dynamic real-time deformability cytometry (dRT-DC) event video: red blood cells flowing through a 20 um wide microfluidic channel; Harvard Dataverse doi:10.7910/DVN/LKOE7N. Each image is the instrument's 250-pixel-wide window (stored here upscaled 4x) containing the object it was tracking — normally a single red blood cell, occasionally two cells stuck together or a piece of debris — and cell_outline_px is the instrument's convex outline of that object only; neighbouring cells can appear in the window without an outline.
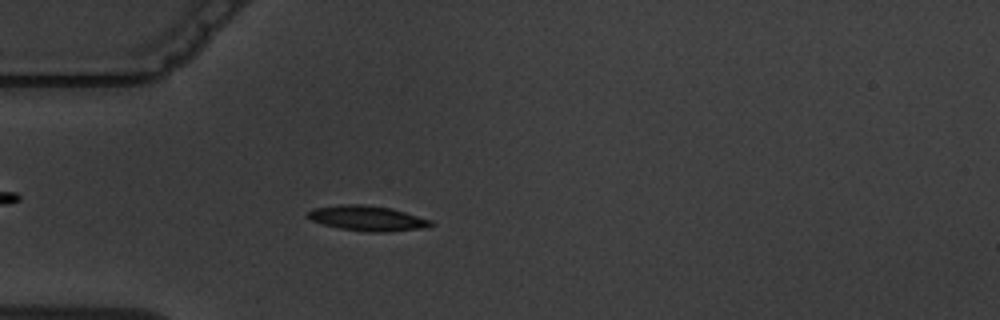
{"species": "common noctule bat (a hibernating species)", "species_latin": "Nyctalus noctula", "temperature_condition": "warm", "stored_images_in_passage": 5, "camera_frame_rate_fps": 3000, "um_per_image_px": 0.085, "animal": {"sex": "male", "body_mass_g": 19.5, "forearm_length_mm": 54.6}, "frame": {"image": 1, "passage_image": 5, "time_ms": 5.333, "image_size_px": [1000, 320], "cell_outline_px": [[436, 224], [424, 228], [388, 232], [368, 232], [340, 228], [324, 224], [312, 220], [304, 216], [312, 208], [340, 204], [364, 204], [392, 208], [432, 220]], "centroid_in_image_um": [31.24, 18.55], "position_along_channel_um": 53.8, "area_um2": 18.21}}